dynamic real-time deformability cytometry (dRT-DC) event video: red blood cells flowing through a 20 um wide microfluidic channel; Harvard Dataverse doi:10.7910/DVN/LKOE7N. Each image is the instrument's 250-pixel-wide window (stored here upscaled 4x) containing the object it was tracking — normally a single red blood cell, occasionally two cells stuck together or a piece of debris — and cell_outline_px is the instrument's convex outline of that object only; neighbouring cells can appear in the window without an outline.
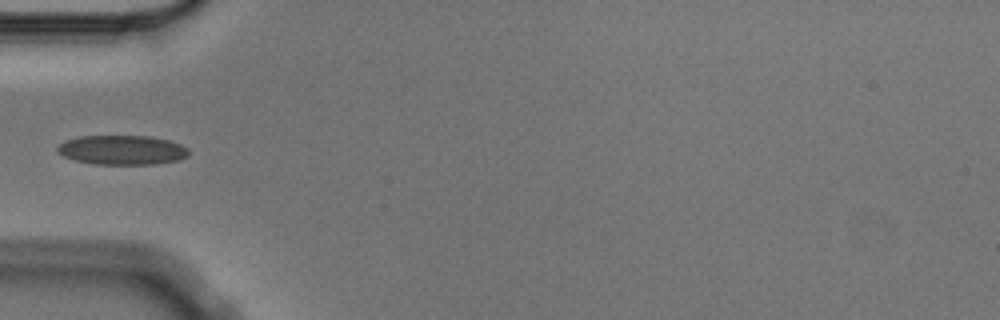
{"species": "Egyptian fruit bat (a non-hibernating species)", "species_latin": "Rousettus aegyptiacus", "temperature_condition": "cold", "stored_images_in_passage": 7, "camera_frame_rate_fps": 3000, "um_per_image_px": 0.085, "animal": {"sex": "male"}, "frame": {"image": 1, "passage_image": 6, "time_ms": 1.667, "image_size_px": [1000, 320], "cell_outline_px": [[188, 156], [180, 160], [156, 164], [92, 164], [76, 160], [64, 156], [56, 152], [56, 148], [64, 140], [80, 136], [148, 136], [168, 140], [180, 144], [188, 148]], "centroid_in_image_um": [10.37, 12.75], "position_along_channel_um": 74.6, "area_um2": 22.6}}
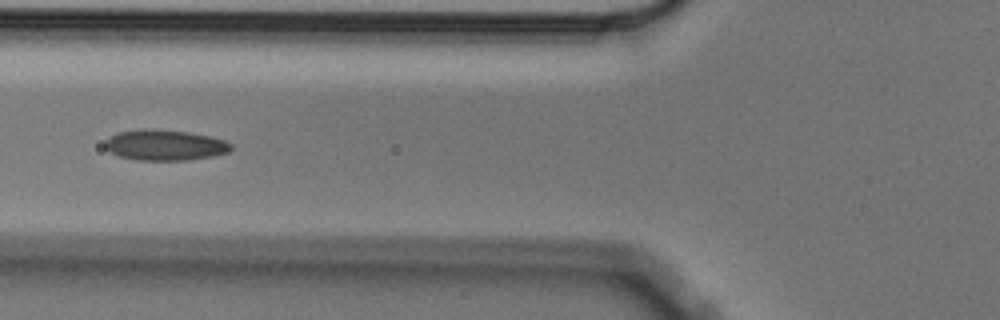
{"frame": {"image": 2, "passage_image": 7, "time_ms": 2.0, "image_size_px": [1000, 320], "cell_outline_px": [[232, 148], [228, 152], [212, 156], [188, 160], [136, 160], [120, 156], [104, 148], [104, 144], [112, 136], [120, 132], [140, 128], [144, 128], [188, 132], [212, 136], [224, 140], [232, 144]], "centroid_in_image_um": [14.04, 12.33], "position_along_channel_um": 111.8, "area_um2": 22.43}}